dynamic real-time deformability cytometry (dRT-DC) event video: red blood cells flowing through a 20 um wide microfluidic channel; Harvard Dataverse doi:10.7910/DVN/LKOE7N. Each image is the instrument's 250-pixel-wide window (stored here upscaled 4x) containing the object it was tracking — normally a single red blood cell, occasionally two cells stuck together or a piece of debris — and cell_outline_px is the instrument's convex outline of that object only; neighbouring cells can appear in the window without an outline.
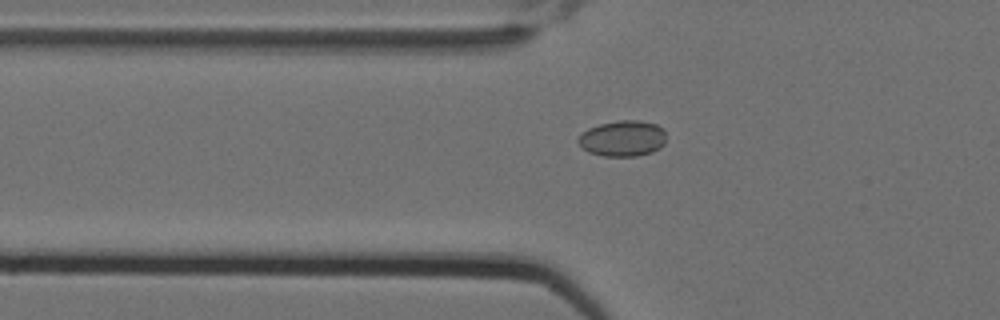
{"species": "Egyptian fruit bat (a non-hibernating species)", "species_latin": "Rousettus aegyptiacus", "temperature_condition": "cold", "stored_images_in_passage": 7, "segment_of_instrument_passage": [2, 2], "camera_frame_rate_fps": 3000, "um_per_image_px": 0.085, "animal": {"sex": "female"}, "frame": {"image": 1, "passage_image": 7, "time_ms": 2.0, "image_size_px": [1000, 320], "cell_outline_px": [[664, 144], [660, 148], [652, 152], [636, 156], [604, 156], [588, 152], [576, 140], [580, 132], [588, 128], [600, 124], [620, 120], [640, 120], [656, 124], [664, 128]], "centroid_in_image_um": [52.91, 11.76], "position_along_channel_um": 72.9, "area_um2": 18.5}}